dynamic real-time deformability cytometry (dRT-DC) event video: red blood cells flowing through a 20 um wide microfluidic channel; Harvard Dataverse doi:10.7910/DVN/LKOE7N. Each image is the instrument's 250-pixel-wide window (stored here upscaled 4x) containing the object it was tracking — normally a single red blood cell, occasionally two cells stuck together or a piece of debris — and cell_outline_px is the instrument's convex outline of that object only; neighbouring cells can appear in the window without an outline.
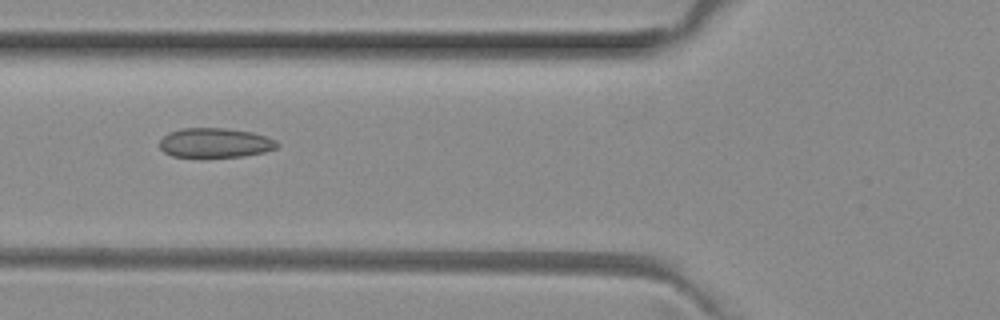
{"species": "common noctule bat (a hibernating species)", "species_latin": "Nyctalus noctula", "temperature_condition": "room temperature", "stored_images_in_passage": 6, "camera_frame_rate_fps": 3000, "um_per_image_px": 0.085, "animal": {"sex": "female", "body_mass_g": 29.2, "forearm_length_mm": 56.3}, "frame": {"image": 1, "passage_image": 6, "time_ms": 1.667, "image_size_px": [1000, 320], "cell_outline_px": [[280, 144], [276, 148], [264, 152], [244, 156], [172, 156], [164, 152], [160, 148], [160, 140], [168, 132], [180, 128], [224, 128], [252, 132], [268, 136], [276, 140]], "centroid_in_image_um": [18.3, 12.12], "position_along_channel_um": 107.5, "area_um2": 20.17}}